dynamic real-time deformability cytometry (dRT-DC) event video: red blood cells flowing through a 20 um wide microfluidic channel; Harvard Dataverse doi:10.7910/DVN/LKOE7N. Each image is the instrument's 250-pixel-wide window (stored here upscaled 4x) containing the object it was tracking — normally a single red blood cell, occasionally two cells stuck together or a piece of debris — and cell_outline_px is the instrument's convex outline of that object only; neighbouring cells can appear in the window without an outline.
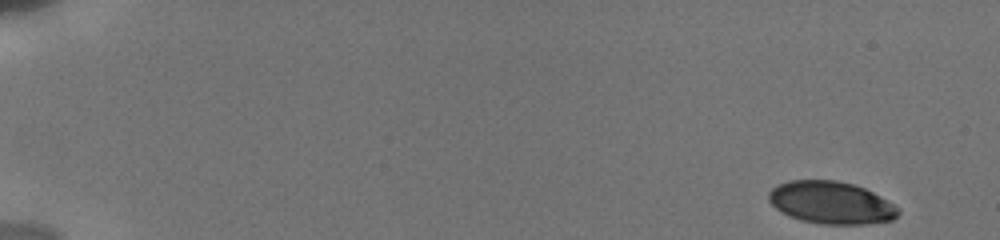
{"species": "human", "species_latin": "Homo sapiens", "temperature_condition": "cold", "stored_images_in_passage": 52, "camera_frame_rate_fps": 3000, "um_per_image_px": 0.085, "donor": {"sex": "male"}, "frame": {"image": 1, "passage_image": 1, "time_ms": 0.0, "image_size_px": [1000, 240], "cell_outline_px": [[900, 212], [892, 220], [868, 224], [820, 224], [800, 220], [788, 216], [776, 208], [768, 200], [768, 192], [772, 188], [788, 180], [836, 180], [852, 184], [864, 188], [888, 200], [900, 208]], "centroid_in_image_um": [70.64, 17.23], "position_along_channel_um": 14.4, "area_um2": 32.14}}
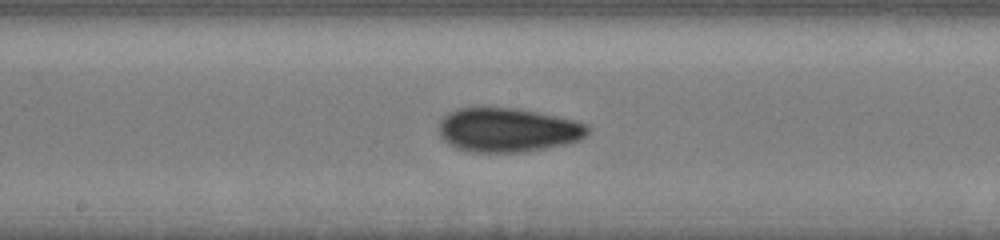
{"frame": {"image": 2, "passage_image": 29, "time_ms": 9.333, "image_size_px": [1000, 240], "cell_outline_px": [[592, 128], [580, 140], [564, 144], [524, 152], [476, 152], [456, 148], [448, 144], [440, 136], [440, 120], [448, 112], [460, 108], [516, 108], [556, 116], [588, 124]], "centroid_in_image_um": [43.16, 11.05], "position_along_channel_um": 205.0, "area_um2": 38.03}}
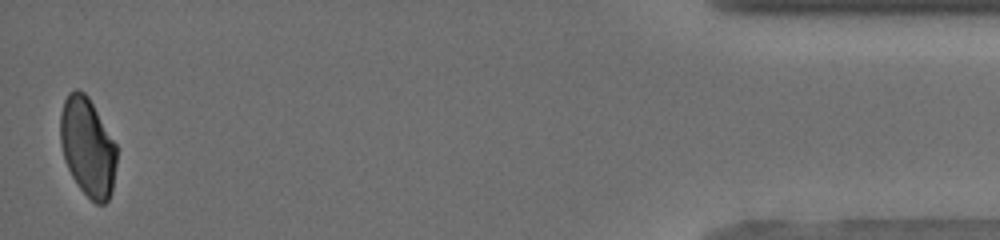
{"frame": {"image": 3, "passage_image": 52, "time_ms": 17.0, "image_size_px": [1000, 240], "cell_outline_px": [[116, 164], [112, 192], [108, 200], [104, 204], [96, 204], [80, 188], [72, 176], [64, 160], [60, 144], [60, 112], [64, 100], [68, 92], [76, 88], [84, 92], [88, 96], [116, 144]], "centroid_in_image_um": [7.43, 12.48], "position_along_channel_um": 427.8, "area_um2": 32.48}, "authors_computed_cell_mechanics": {"area_um2": 35.5181, "velocity_mm_per_s": 3.8444, "shape_relaxation_time_tau1_ms": 4.7165, "shape_relaxation_time_tau2_ms": 1.822, "deformation_change_tau1": 0.126, "deformation_change_tau2": 0.0649}}